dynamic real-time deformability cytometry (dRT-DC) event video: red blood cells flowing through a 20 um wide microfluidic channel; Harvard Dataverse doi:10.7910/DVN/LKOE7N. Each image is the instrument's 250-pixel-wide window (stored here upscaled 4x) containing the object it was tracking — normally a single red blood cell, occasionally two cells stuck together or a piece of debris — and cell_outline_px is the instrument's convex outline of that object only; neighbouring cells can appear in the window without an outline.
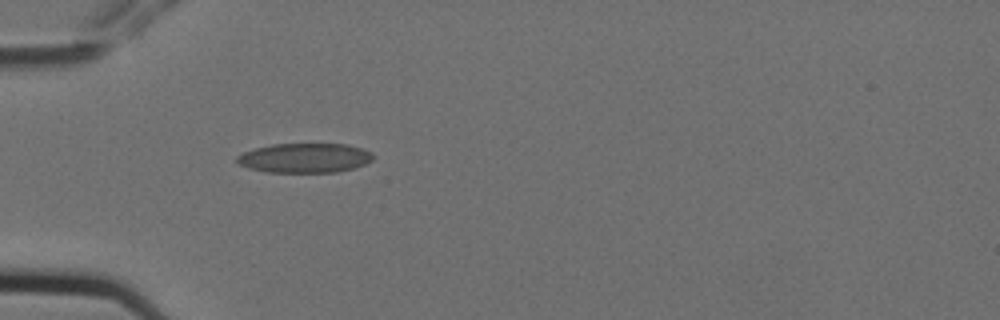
{"species": "Egyptian fruit bat (a non-hibernating species)", "species_latin": "Rousettus aegyptiacus", "temperature_condition": "cold", "stored_images_in_passage": 1, "camera_frame_rate_fps": 3000, "um_per_image_px": 0.085, "animal": {"sex": "female"}, "frame": {"image": 1, "passage_image": 1, "time_ms": 0.0, "image_size_px": [1000, 320], "cell_outline_px": [[372, 160], [356, 168], [336, 172], [264, 172], [248, 168], [240, 164], [236, 160], [236, 156], [244, 152], [256, 148], [272, 144], [348, 144], [372, 152]], "centroid_in_image_um": [25.9, 13.43], "position_along_channel_um": 59.1, "area_um2": 23.41}}